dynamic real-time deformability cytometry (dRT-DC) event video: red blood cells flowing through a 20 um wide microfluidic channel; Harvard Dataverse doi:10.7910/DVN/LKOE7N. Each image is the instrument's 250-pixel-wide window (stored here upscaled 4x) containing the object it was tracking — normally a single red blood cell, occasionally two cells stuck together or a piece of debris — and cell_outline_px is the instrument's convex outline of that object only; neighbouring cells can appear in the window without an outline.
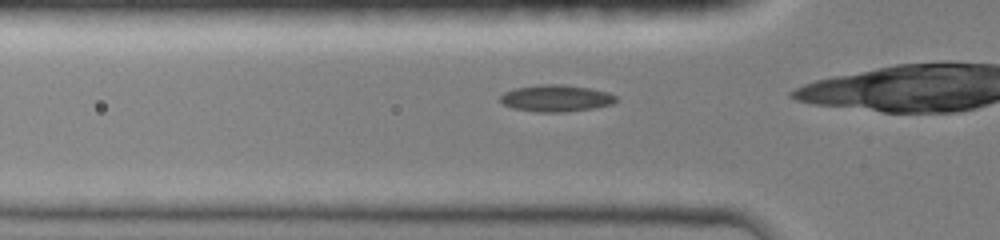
{"species": "common noctule bat (a hibernating species)", "species_latin": "Nyctalus noctula", "temperature_condition": "room temperature", "stored_images_in_passage": 10, "camera_frame_rate_fps": 3000, "um_per_image_px": 0.085, "animal": {"sex": "female", "body_mass_g": 19.0, "forearm_length_mm": 51.5}, "frame": {"image": 1, "passage_image": 7, "time_ms": 3.333, "image_size_px": [1000, 240], "cell_outline_px": [[616, 100], [612, 104], [592, 108], [564, 112], [536, 112], [512, 108], [504, 104], [500, 100], [500, 96], [504, 92], [516, 88], [540, 84], [560, 84], [592, 88], [608, 92], [616, 96]], "centroid_in_image_um": [47.26, 8.35], "position_along_channel_um": 78.5, "area_um2": 18.03}}